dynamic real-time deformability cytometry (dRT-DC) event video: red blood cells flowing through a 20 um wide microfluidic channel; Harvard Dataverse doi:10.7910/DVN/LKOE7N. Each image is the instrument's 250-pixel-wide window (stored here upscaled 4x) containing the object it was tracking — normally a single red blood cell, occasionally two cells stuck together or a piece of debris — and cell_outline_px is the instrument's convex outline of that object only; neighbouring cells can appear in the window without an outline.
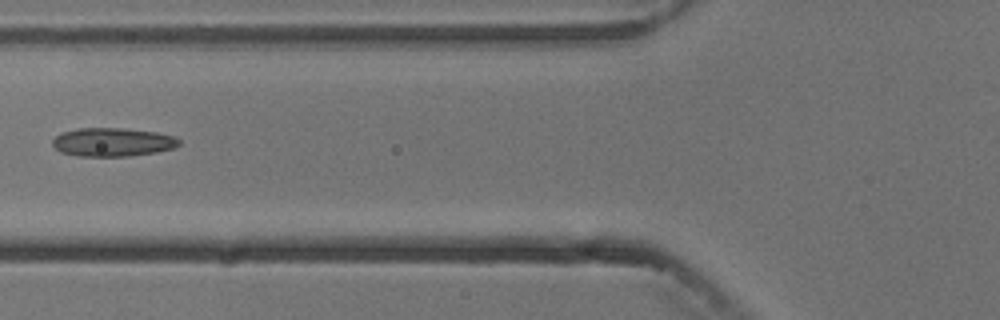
{"species": "common noctule bat (a hibernating species)", "species_latin": "Nyctalus noctula", "temperature_condition": "cold", "stored_images_in_passage": 4, "camera_frame_rate_fps": 3000, "um_per_image_px": 0.085, "animal": {"sex": "male", "body_mass_g": 13.3}, "frame": {"image": 1, "passage_image": 4, "time_ms": 3.333, "image_size_px": [1000, 320], "cell_outline_px": [[180, 144], [172, 148], [156, 152], [128, 156], [76, 156], [60, 152], [52, 144], [52, 140], [60, 132], [76, 128], [124, 128], [156, 132], [176, 136], [180, 140]], "centroid_in_image_um": [9.55, 12.07], "position_along_channel_um": 116.3, "area_um2": 21.21}}